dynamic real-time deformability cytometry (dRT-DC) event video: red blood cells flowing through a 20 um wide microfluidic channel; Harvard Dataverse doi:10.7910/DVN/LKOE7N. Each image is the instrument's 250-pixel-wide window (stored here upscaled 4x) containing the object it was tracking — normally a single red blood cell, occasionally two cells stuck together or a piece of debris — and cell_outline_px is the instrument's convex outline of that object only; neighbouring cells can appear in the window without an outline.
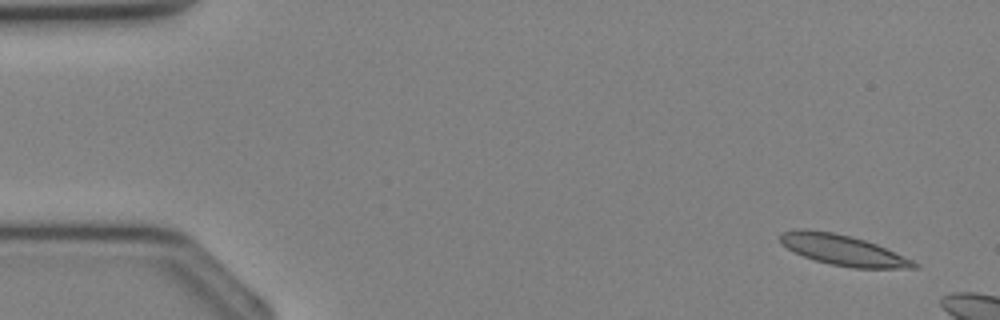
{"species": "Egyptian fruit bat (a non-hibernating species)", "species_latin": "Rousettus aegyptiacus", "temperature_condition": "cold", "stored_images_in_passage": 5, "camera_frame_rate_fps": 3000, "um_per_image_px": 0.085, "animal": {"sex": "female"}, "frame": {"image": 1, "passage_image": 1, "time_ms": 0.0, "image_size_px": [1000, 320], "cell_outline_px": [[920, 268], [852, 268], [832, 264], [816, 260], [804, 256], [780, 244], [780, 236], [784, 232], [832, 232], [864, 240], [876, 244], [912, 260], [920, 264]], "centroid_in_image_um": [71.76, 21.31], "position_along_channel_um": 13.2, "area_um2": 22.66}}